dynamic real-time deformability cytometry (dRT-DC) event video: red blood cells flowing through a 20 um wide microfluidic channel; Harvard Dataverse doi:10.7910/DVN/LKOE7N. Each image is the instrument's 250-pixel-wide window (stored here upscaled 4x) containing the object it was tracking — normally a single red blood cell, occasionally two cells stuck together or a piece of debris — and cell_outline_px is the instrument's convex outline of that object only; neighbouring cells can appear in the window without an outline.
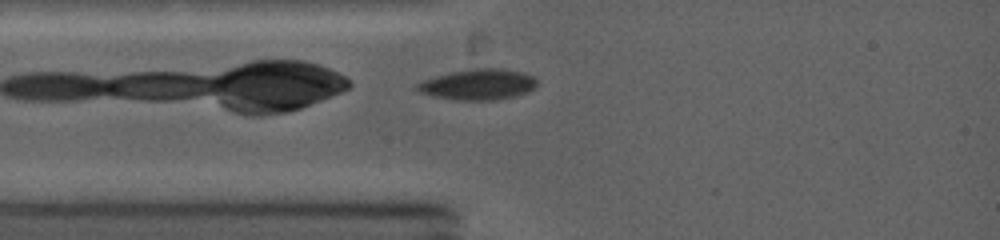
{"species": "common noctule bat (a hibernating species)", "species_latin": "Nyctalus noctula", "temperature_condition": "warm", "stored_images_in_passage": 32, "camera_frame_rate_fps": 5000, "um_per_image_px": 0.085, "animal": {"sex": "female", "body_mass_g": 19.0, "forearm_length_mm": 53.3}, "frame": {"image": 1, "passage_image": 1, "time_ms": 0.0, "image_size_px": [1000, 240], "cell_outline_px": [[536, 84], [528, 92], [496, 100], [452, 100], [420, 92], [416, 88], [416, 84], [424, 80], [448, 72], [472, 68], [500, 68], [520, 72], [532, 76], [536, 80]], "centroid_in_image_um": [40.61, 7.17], "position_along_channel_um": 44.4, "area_um2": 21.27}}